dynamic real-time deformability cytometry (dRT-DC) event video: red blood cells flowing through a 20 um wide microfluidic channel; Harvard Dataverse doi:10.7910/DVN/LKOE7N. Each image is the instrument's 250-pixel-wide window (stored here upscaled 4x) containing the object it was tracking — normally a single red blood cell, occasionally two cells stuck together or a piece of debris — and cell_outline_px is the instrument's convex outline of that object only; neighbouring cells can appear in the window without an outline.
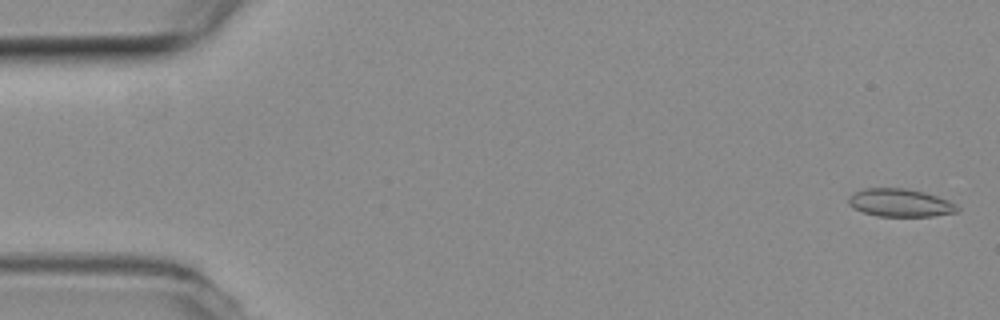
{"species": "common noctule bat (a hibernating species)", "species_latin": "Nyctalus noctula", "temperature_condition": "room temperature", "stored_images_in_passage": 56, "camera_frame_rate_fps": 3000, "um_per_image_px": 0.085, "animal": {"sex": "female", "body_mass_g": 19.3, "forearm_length_mm": 54.1}, "frame": {"image": 1, "passage_image": 2, "time_ms": 0.333, "image_size_px": [1000, 320], "cell_outline_px": [[960, 212], [932, 216], [876, 216], [852, 208], [848, 204], [848, 200], [856, 192], [864, 188], [904, 188], [924, 192], [948, 200], [956, 204], [960, 208]], "centroid_in_image_um": [76.55, 17.25], "position_along_channel_um": 8.5, "area_um2": 17.69}}
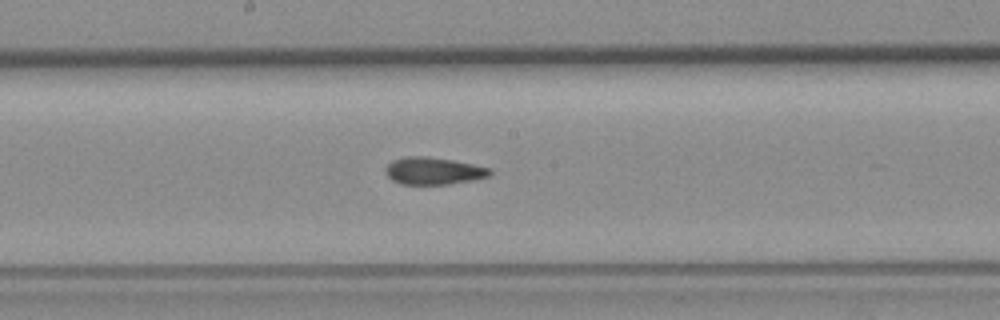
{"frame": {"image": 2, "passage_image": 29, "time_ms": 9.333, "image_size_px": [1000, 320], "cell_outline_px": [[492, 172], [488, 176], [472, 180], [448, 184], [400, 184], [392, 180], [384, 172], [384, 168], [392, 160], [408, 156], [428, 156], [452, 160], [492, 168]], "centroid_in_image_um": [36.82, 14.52], "position_along_channel_um": 211.4, "area_um2": 16.59}}
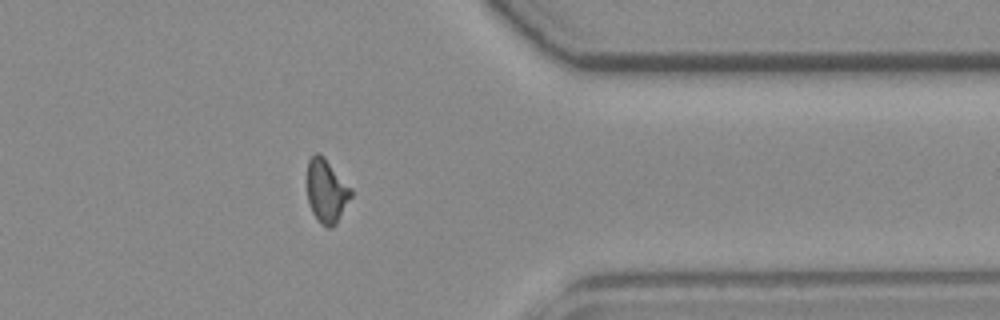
{"frame": {"image": 3, "passage_image": 44, "time_ms": 14.333, "image_size_px": [1000, 320], "cell_outline_px": [[352, 196], [336, 224], [332, 228], [328, 228], [320, 224], [312, 212], [308, 204], [308, 160], [316, 152], [324, 156], [352, 188]], "centroid_in_image_um": [27.77, 16.25], "position_along_channel_um": 383.6, "area_um2": 16.36}}